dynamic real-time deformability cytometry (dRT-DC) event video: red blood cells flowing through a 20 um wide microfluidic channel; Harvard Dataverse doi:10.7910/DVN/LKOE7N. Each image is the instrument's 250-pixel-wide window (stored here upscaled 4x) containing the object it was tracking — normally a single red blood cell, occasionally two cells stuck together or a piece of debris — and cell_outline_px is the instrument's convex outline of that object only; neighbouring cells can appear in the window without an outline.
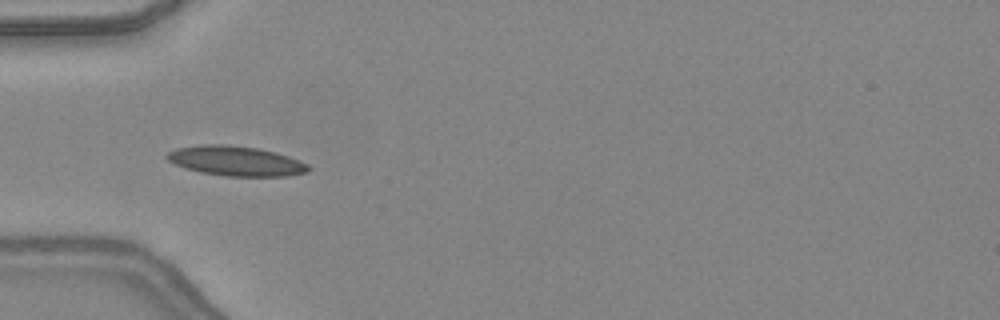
{"species": "common noctule bat (a hibernating species)", "species_latin": "Nyctalus noctula", "temperature_condition": "warm", "stored_images_in_passage": 34, "camera_frame_rate_fps": 3000, "um_per_image_px": 0.085, "animal": {"sex": "female", "body_mass_g": 24.6, "forearm_length_mm": 56.2}, "frame": {"image": 1, "passage_image": 2, "time_ms": 0.333, "image_size_px": [1000, 320], "cell_outline_px": [[312, 168], [308, 172], [288, 176], [228, 176], [200, 172], [184, 168], [168, 160], [164, 156], [168, 152], [176, 148], [200, 144], [224, 144], [256, 148], [276, 152], [300, 160], [308, 164]], "centroid_in_image_um": [20.06, 13.68], "position_along_channel_um": 64.9, "area_um2": 24.68}}
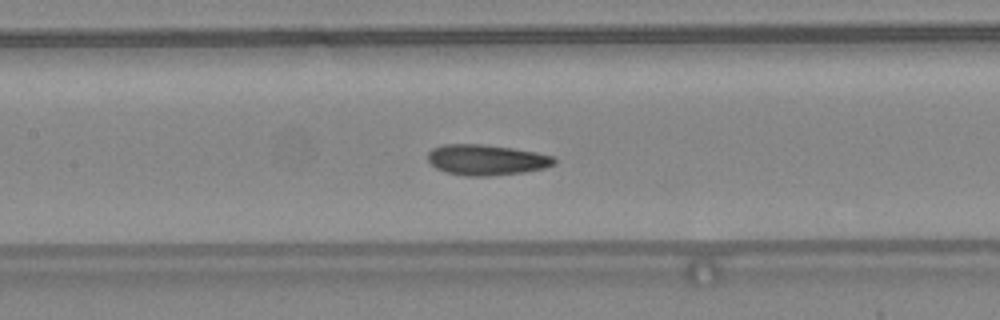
{"frame": {"image": 2, "passage_image": 9, "time_ms": 2.667, "image_size_px": [1000, 320], "cell_outline_px": [[556, 164], [544, 168], [524, 172], [484, 176], [464, 176], [444, 172], [436, 168], [428, 160], [428, 152], [432, 148], [444, 144], [484, 144], [512, 148], [536, 152], [556, 156]], "centroid_in_image_um": [41.36, 13.58], "position_along_channel_um": 166.0, "area_um2": 22.72}}
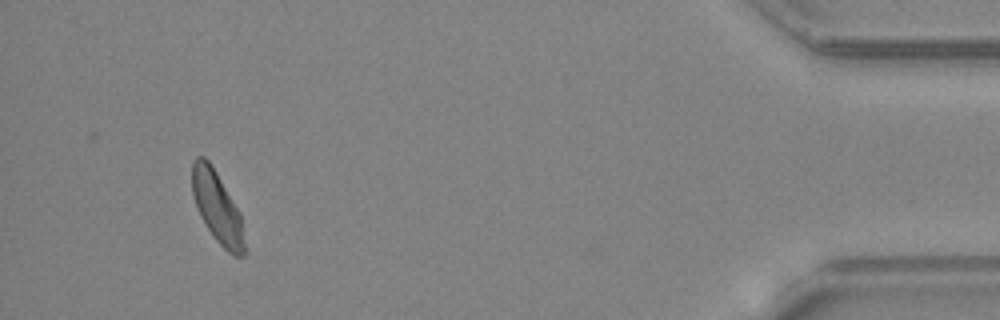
{"frame": {"image": 3, "passage_image": 31, "time_ms": 10.0, "image_size_px": [1000, 320], "cell_outline_px": [[244, 256], [232, 256], [212, 236], [200, 216], [196, 208], [192, 192], [192, 164], [196, 156], [204, 156], [208, 160], [216, 172], [240, 212], [244, 244]], "centroid_in_image_um": [18.44, 17.62], "position_along_channel_um": 416.8, "area_um2": 21.56}, "authors_computed_cell_mechanics": {"area_um2": 22.1374, "velocity_mm_per_s": 4.3732, "shape_relaxation_time_tau1_ms": 9.3389, "shape_relaxation_time_tau2_ms": 1.7411, "deformation_change_tau1": 0.1993, "deformation_change_tau2": 0.0903}}